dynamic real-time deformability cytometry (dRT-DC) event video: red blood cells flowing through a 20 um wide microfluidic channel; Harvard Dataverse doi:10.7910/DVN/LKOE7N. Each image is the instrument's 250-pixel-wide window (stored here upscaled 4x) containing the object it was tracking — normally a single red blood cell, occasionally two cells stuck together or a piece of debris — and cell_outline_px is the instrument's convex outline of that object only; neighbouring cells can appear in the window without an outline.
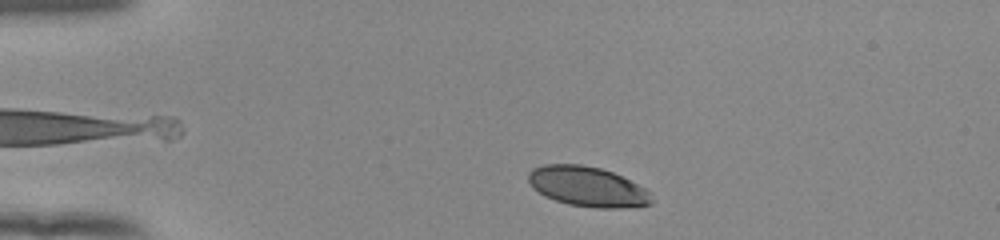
{"species": "human", "species_latin": "Homo sapiens", "temperature_condition": "room temperature", "stored_images_in_passage": 39, "camera_frame_rate_fps": 3000, "um_per_image_px": 0.085, "donor": {"sex": "female"}, "frame": {"image": 1, "passage_image": 3, "time_ms": 0.667, "image_size_px": [1000, 240], "cell_outline_px": [[652, 204], [620, 208], [600, 208], [568, 204], [544, 196], [532, 188], [528, 180], [528, 172], [532, 168], [544, 164], [580, 164], [600, 168], [612, 172], [652, 192]], "centroid_in_image_um": [49.91, 15.86], "position_along_channel_um": 35.1, "area_um2": 28.67}}
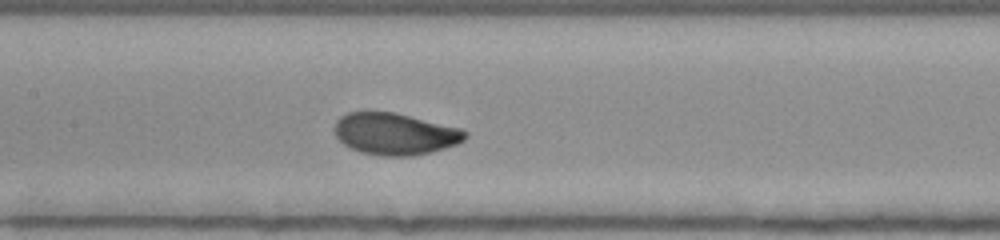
{"frame": {"image": 2, "passage_image": 18, "time_ms": 5.667, "image_size_px": [1000, 240], "cell_outline_px": [[468, 136], [464, 140], [456, 144], [432, 152], [412, 156], [380, 156], [360, 152], [348, 148], [336, 136], [336, 120], [340, 116], [348, 112], [396, 112], [460, 128], [468, 132]], "centroid_in_image_um": [33.58, 11.38], "position_along_channel_um": 173.8, "area_um2": 31.91}}
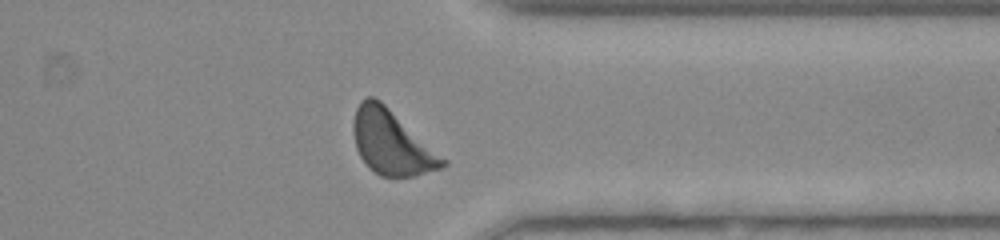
{"frame": {"image": 3, "passage_image": 34, "time_ms": 11.0, "image_size_px": [1000, 240], "cell_outline_px": [[448, 164], [440, 168], [416, 176], [380, 176], [368, 168], [360, 156], [356, 148], [352, 128], [352, 124], [356, 108], [360, 100], [368, 96], [372, 96], [380, 100], [448, 160]], "centroid_in_image_um": [33.27, 12.11], "position_along_channel_um": 378.1, "area_um2": 33.52}, "authors_computed_cell_mechanics": {"area_um2": 31.501, "velocity_mm_per_s": 3.8843, "shape_relaxation_time_tau1_ms": 2.2678, "shape_relaxation_time_tau2_ms": null, "deformation_change_tau1": 0.1352, "deformation_change_tau2": null}}